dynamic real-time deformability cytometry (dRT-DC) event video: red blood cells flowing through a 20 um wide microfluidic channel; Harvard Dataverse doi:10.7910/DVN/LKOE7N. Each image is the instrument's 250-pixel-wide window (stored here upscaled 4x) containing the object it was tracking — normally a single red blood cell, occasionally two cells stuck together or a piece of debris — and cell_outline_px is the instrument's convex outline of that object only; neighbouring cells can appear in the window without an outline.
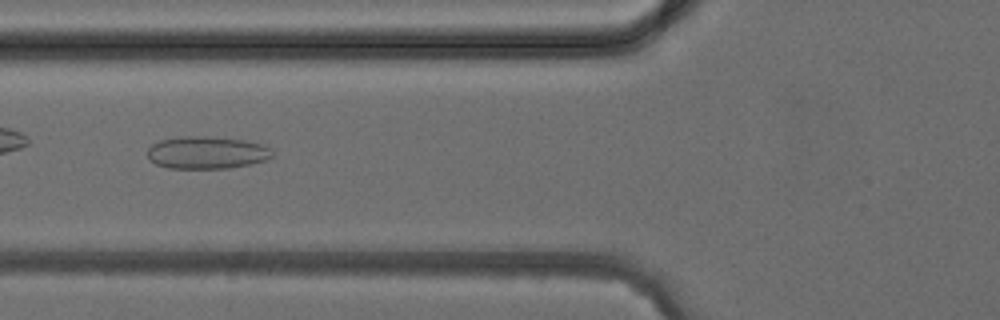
{"species": "common noctule bat (a hibernating species)", "species_latin": "Nyctalus noctula", "temperature_condition": "cold", "stored_images_in_passage": 6, "camera_frame_rate_fps": 3000, "um_per_image_px": 0.085, "animal": {"sex": "female", "body_mass_g": 24.6, "forearm_length_mm": 56.2}, "frame": {"image": 1, "passage_image": 6, "time_ms": 5.667, "image_size_px": [1000, 320], "cell_outline_px": [[272, 156], [268, 160], [228, 168], [168, 168], [156, 164], [148, 156], [148, 148], [152, 144], [160, 140], [184, 136], [208, 136], [244, 140], [260, 144], [268, 148], [272, 152]], "centroid_in_image_um": [17.56, 12.97], "position_along_channel_um": 108.2, "area_um2": 23.41}}